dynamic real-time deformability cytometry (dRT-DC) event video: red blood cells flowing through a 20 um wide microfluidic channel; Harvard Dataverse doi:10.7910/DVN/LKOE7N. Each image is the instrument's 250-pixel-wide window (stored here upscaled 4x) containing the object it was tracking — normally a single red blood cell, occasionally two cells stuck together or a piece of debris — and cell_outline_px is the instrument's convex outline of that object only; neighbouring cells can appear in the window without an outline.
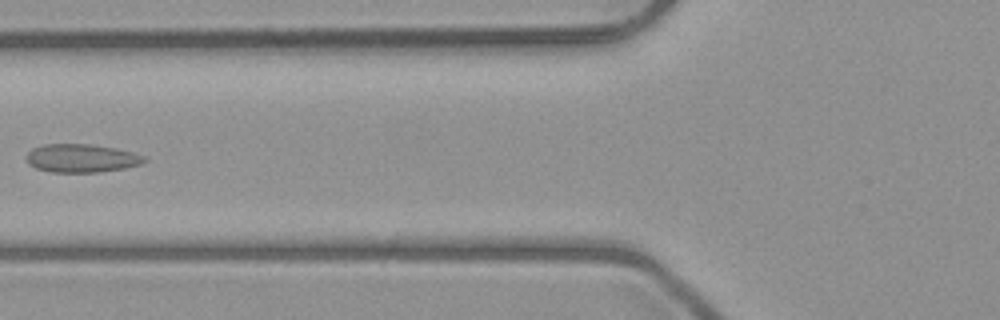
{"species": "common noctule bat (a hibernating species)", "species_latin": "Nyctalus noctula", "temperature_condition": "room temperature", "stored_images_in_passage": 4, "camera_frame_rate_fps": 3000, "um_per_image_px": 0.085, "animal": {"sex": "male", "body_mass_g": 23.1, "forearm_length_mm": 52.7}, "frame": {"image": 1, "passage_image": 3, "time_ms": 2.333, "image_size_px": [1000, 320], "cell_outline_px": [[148, 160], [140, 164], [124, 168], [100, 172], [52, 172], [36, 168], [28, 164], [28, 152], [32, 148], [44, 144], [92, 144], [116, 148], [132, 152], [144, 156]], "centroid_in_image_um": [6.94, 13.44], "position_along_channel_um": 118.9, "area_um2": 19.42}}
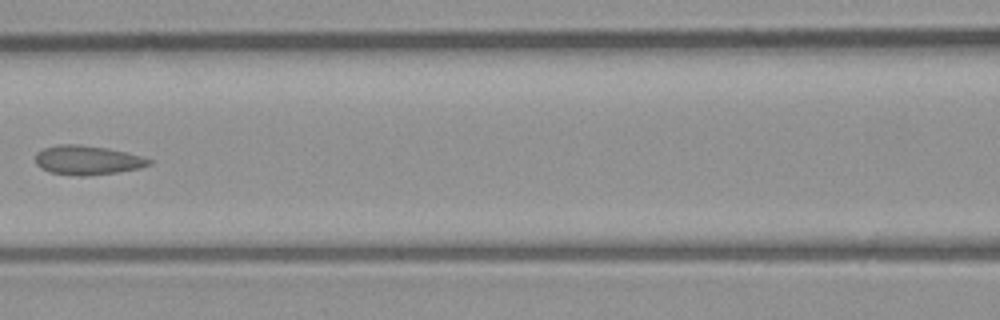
{"frame": {"image": 2, "passage_image": 4, "time_ms": 3.333, "image_size_px": [1000, 320], "cell_outline_px": [[152, 164], [140, 168], [116, 172], [88, 176], [76, 176], [48, 172], [40, 168], [36, 164], [36, 152], [44, 148], [60, 144], [76, 144], [108, 148], [140, 156], [152, 160]], "centroid_in_image_um": [7.4, 13.62], "position_along_channel_um": 159.2, "area_um2": 19.36}}